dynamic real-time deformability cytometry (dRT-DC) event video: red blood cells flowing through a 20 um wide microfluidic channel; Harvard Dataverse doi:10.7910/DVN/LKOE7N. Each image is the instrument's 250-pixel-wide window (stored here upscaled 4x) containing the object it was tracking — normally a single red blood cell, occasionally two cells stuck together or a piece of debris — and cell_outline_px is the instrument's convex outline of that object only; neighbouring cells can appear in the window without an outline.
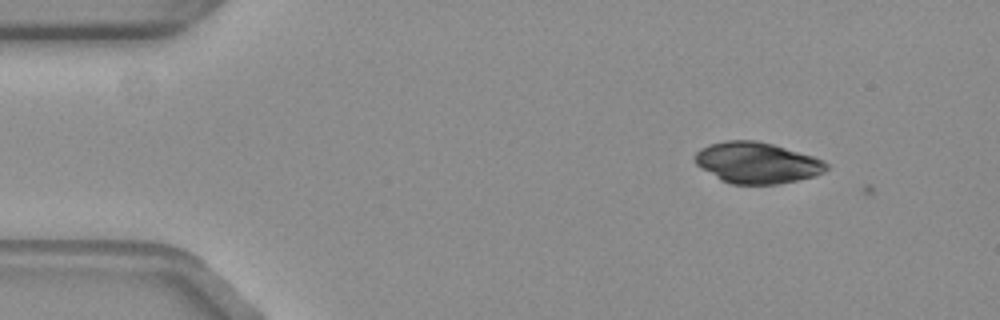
{"species": "common noctule bat (a hibernating species)", "species_latin": "Nyctalus noctula", "temperature_condition": "warm", "stored_images_in_passage": 7, "camera_frame_rate_fps": 3000, "um_per_image_px": 0.085, "animal": {"sex": "female", "body_mass_g": 19.3, "forearm_length_mm": 54.1}, "frame": {"image": 1, "passage_image": 6, "time_ms": 1.667, "image_size_px": [1000, 320], "cell_outline_px": [[828, 168], [824, 172], [812, 176], [796, 180], [776, 184], [732, 184], [720, 180], [696, 164], [696, 152], [700, 148], [708, 144], [724, 140], [756, 140], [772, 144], [812, 156], [824, 160], [828, 164]], "centroid_in_image_um": [64.32, 13.83], "position_along_channel_um": 20.7, "area_um2": 31.27}}